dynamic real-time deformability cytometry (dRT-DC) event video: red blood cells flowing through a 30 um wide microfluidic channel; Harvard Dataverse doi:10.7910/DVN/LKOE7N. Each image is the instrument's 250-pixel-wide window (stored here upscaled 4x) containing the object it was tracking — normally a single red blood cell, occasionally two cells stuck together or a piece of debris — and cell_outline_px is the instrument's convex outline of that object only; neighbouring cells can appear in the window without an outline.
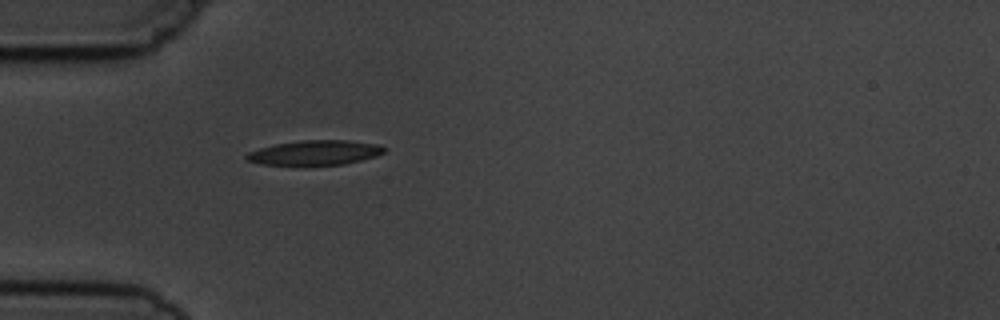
{"species": "common noctule bat (a hibernating species)", "species_latin": "Nyctalus noctula", "temperature_condition": "cold", "stored_images_in_passage": 1, "camera_frame_rate_fps": 3000, "um_per_image_px": 0.085, "animal": {"sex": "male", "body_mass_g": 19.5, "forearm_length_mm": 54.6}, "frame": {"image": 1, "passage_image": 1, "time_ms": 0.0, "image_size_px": [1000, 320], "cell_outline_px": [[388, 148], [384, 152], [376, 156], [344, 164], [260, 164], [244, 160], [244, 156], [248, 152], [260, 148], [276, 144], [300, 140], [348, 140], [380, 144]], "centroid_in_image_um": [26.79, 12.96], "position_along_channel_um": 58.2, "area_um2": 19.71}}